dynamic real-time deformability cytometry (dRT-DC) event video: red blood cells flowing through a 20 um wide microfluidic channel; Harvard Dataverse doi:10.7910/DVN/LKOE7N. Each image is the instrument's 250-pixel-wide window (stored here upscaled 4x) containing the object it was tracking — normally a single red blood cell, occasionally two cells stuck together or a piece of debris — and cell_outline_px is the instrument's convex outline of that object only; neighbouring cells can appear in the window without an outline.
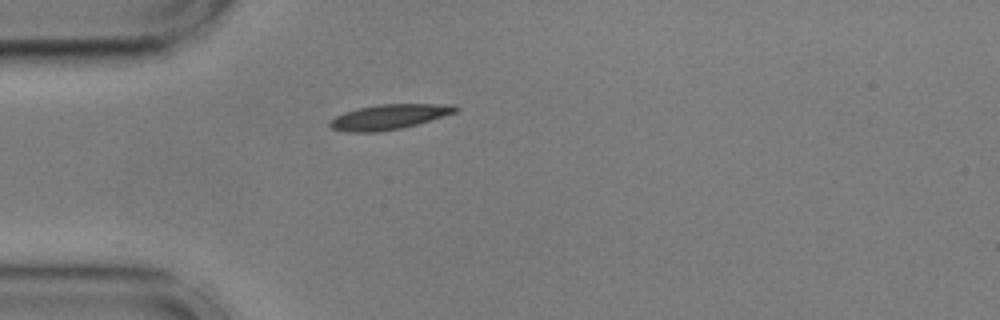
{"species": "common noctule bat (a hibernating species)", "species_latin": "Nyctalus noctula", "temperature_condition": "cold", "stored_images_in_passage": 35, "camera_frame_rate_fps": 3000, "um_per_image_px": 0.085, "animal": {"sex": "male", "body_mass_g": 17.9, "forearm_length_mm": 54.2}, "frame": {"image": 1, "passage_image": 1, "time_ms": 0.0, "image_size_px": [1000, 320], "cell_outline_px": [[460, 108], [456, 112], [416, 124], [400, 128], [376, 132], [344, 132], [332, 128], [328, 124], [328, 120], [344, 112], [376, 104], [456, 104]], "centroid_in_image_um": [33.04, 9.93], "position_along_channel_um": 52.0, "area_um2": 18.26}}
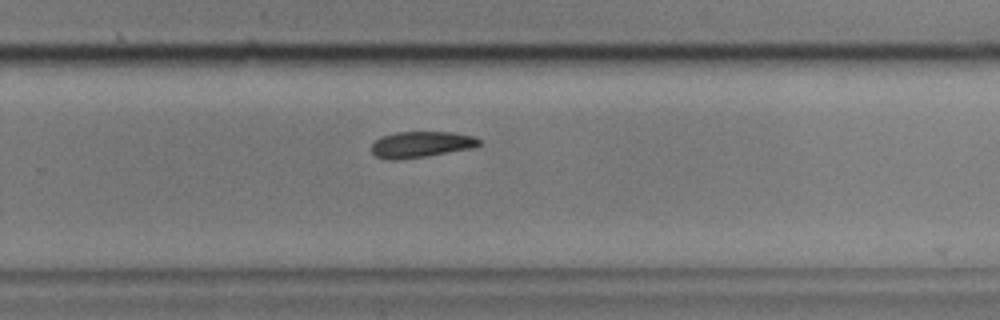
{"frame": {"image": 2, "passage_image": 22, "time_ms": 7.0, "image_size_px": [1000, 320], "cell_outline_px": [[480, 144], [472, 148], [424, 156], [396, 160], [392, 160], [376, 156], [372, 152], [372, 144], [380, 136], [396, 132], [452, 132], [472, 136], [480, 140]], "centroid_in_image_um": [35.76, 12.26], "position_along_channel_um": 294.0, "area_um2": 16.13}}
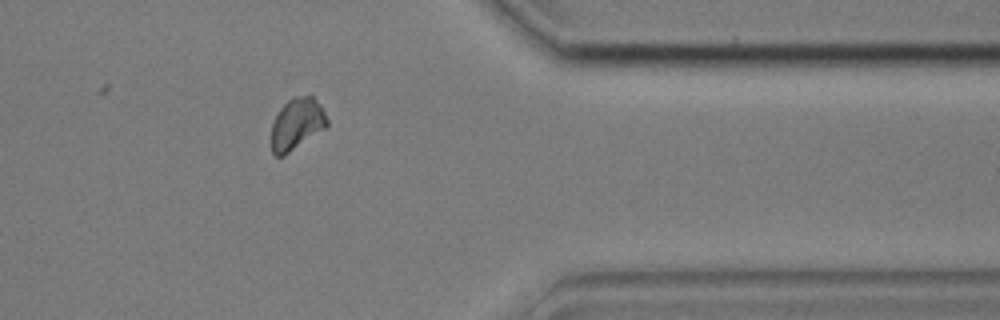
{"frame": {"image": 3, "passage_image": 31, "time_ms": 10.0, "image_size_px": [1000, 320], "cell_outline_px": [[328, 128], [284, 156], [276, 156], [272, 152], [272, 120], [280, 108], [292, 96], [312, 96], [320, 104], [328, 120]], "centroid_in_image_um": [25.25, 10.55], "position_along_channel_um": 386.2, "area_um2": 17.05}, "authors_computed_cell_mechanics": {"area_um2": 17.2822, "velocity_mm_per_s": 3.5857, "shape_relaxation_time_tau1_ms": 3.1854, "shape_relaxation_time_tau2_ms": null, "deformation_change_tau1": 0.0763, "deformation_change_tau2": null}}